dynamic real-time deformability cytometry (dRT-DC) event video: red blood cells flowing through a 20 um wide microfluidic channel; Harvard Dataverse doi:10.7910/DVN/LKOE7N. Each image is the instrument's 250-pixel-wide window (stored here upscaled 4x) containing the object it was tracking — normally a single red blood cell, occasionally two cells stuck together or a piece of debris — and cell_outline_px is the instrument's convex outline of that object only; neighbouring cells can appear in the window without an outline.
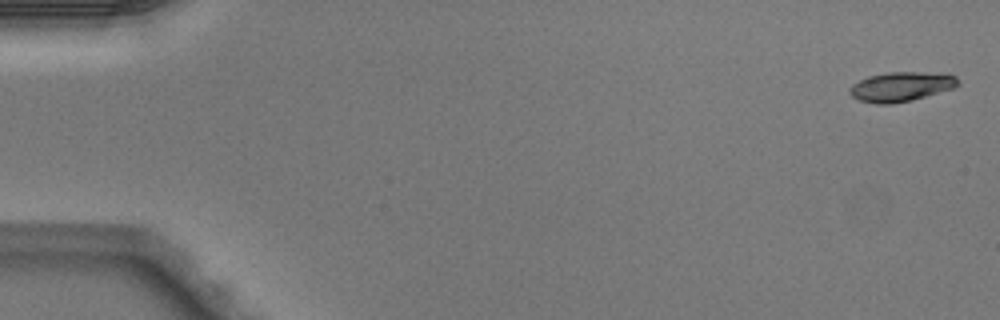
{"species": "Egyptian fruit bat (a non-hibernating species)", "species_latin": "Rousettus aegyptiacus", "temperature_condition": "warm", "stored_images_in_passage": 7, "camera_frame_rate_fps": 3000, "um_per_image_px": 0.085, "animal": {"sex": "male"}, "frame": {"image": 1, "passage_image": 1, "time_ms": 0.0, "image_size_px": [1000, 320], "cell_outline_px": [[960, 84], [952, 88], [912, 100], [888, 104], [876, 104], [860, 100], [852, 96], [848, 92], [848, 88], [852, 84], [868, 76], [888, 72], [920, 72], [956, 76]], "centroid_in_image_um": [76.53, 7.37], "position_along_channel_um": 8.5, "area_um2": 18.38}}
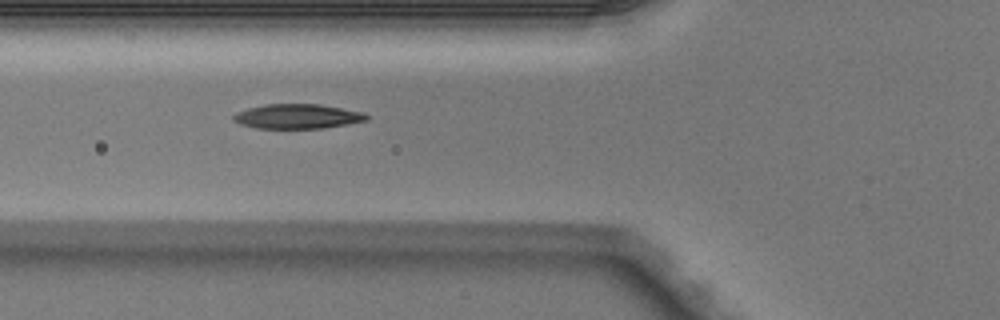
{"frame": {"image": 2, "passage_image": 6, "time_ms": 1.667, "image_size_px": [1000, 320], "cell_outline_px": [[372, 116], [368, 120], [348, 124], [324, 128], [256, 128], [240, 124], [232, 120], [232, 116], [236, 112], [248, 108], [264, 104], [320, 104], [364, 112]], "centroid_in_image_um": [25.31, 9.89], "position_along_channel_um": 100.5, "area_um2": 19.31}}
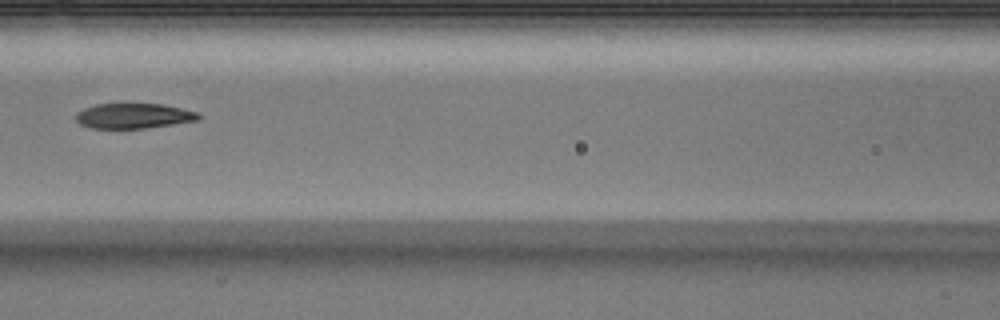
{"frame": {"image": 3, "passage_image": 7, "time_ms": 2.0, "image_size_px": [1000, 320], "cell_outline_px": [[200, 120], [144, 128], [92, 128], [80, 124], [76, 120], [76, 112], [84, 108], [96, 104], [124, 100], [160, 104], [200, 112]], "centroid_in_image_um": [11.33, 9.79], "position_along_channel_um": 155.3, "area_um2": 18.79}}